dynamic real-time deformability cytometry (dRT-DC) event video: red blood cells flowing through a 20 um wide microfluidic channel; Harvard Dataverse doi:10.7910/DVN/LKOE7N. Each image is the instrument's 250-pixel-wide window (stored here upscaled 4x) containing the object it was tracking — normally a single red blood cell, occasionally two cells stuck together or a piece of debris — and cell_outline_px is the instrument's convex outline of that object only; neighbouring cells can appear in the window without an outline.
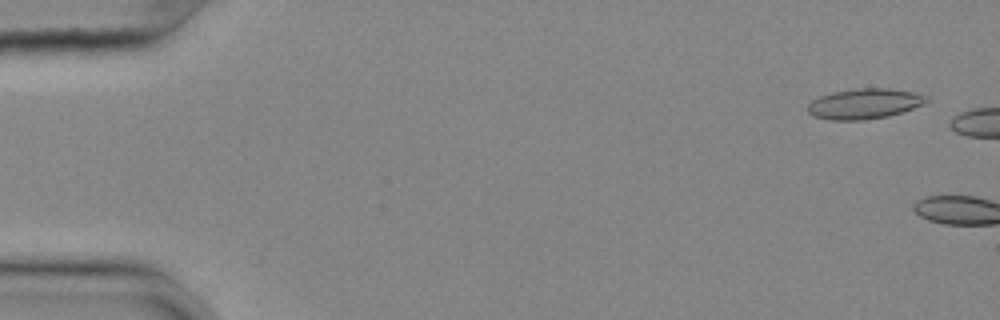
{"species": "common noctule bat (a hibernating species)", "species_latin": "Nyctalus noctula", "temperature_condition": "cold", "stored_images_in_passage": 6, "camera_frame_rate_fps": 3000, "um_per_image_px": 0.085, "animal": {"sex": "female", "body_mass_g": 25.1}, "frame": {"image": 1, "passage_image": 3, "time_ms": 0.667, "image_size_px": [1000, 320], "cell_outline_px": [[928, 100], [912, 108], [888, 116], [864, 120], [832, 120], [812, 116], [808, 112], [808, 104], [812, 100], [820, 96], [832, 92], [856, 88], [888, 88], [912, 92], [928, 96]], "centroid_in_image_um": [73.42, 8.81], "position_along_channel_um": 11.6, "area_um2": 20.81}}